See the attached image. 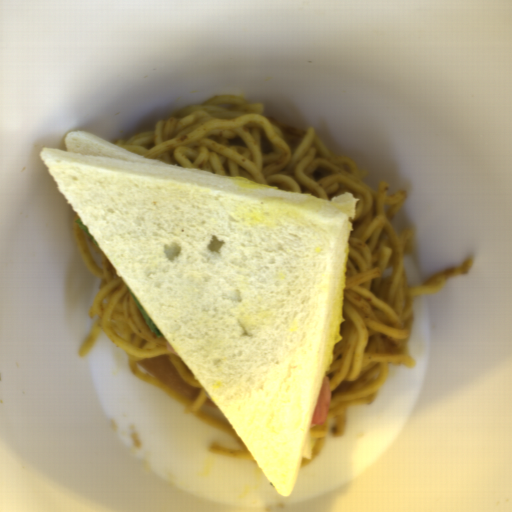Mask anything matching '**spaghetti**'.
<instances>
[{"label":"spaghetti","instance_id":"1","mask_svg":"<svg viewBox=\"0 0 512 512\" xmlns=\"http://www.w3.org/2000/svg\"><path fill=\"white\" fill-rule=\"evenodd\" d=\"M265 109L237 95L220 94L159 119L154 131L113 144L177 167L247 178L331 201L355 195L341 339L325 375L331 404L323 425L311 423L312 459H301L300 468L315 461L328 438L344 436L348 408L375 401L389 366L415 368L416 361L408 355L415 296L440 291L448 279L468 273L473 260L443 270L424 285L408 286L405 258L414 249V231L398 233L394 222L407 191L391 196L384 180L370 188L365 183L367 171L331 153L313 126L292 148Z\"/></svg>","mask_w":512,"mask_h":512},{"label":"spaghetti","instance_id":"2","mask_svg":"<svg viewBox=\"0 0 512 512\" xmlns=\"http://www.w3.org/2000/svg\"><path fill=\"white\" fill-rule=\"evenodd\" d=\"M78 213L73 217V237L88 272L100 279V287L91 300L89 317L97 316L83 341L79 356L82 358L105 335L119 350L127 354L128 369L133 377L162 391L204 424L231 437L240 449L231 450L210 446V453L255 461L234 429L226 420L208 392L184 362L180 355L166 351L167 338L152 334L146 320L137 308L129 287L121 278L104 251L99 249L89 235L77 223ZM169 357L180 377L194 387H201L196 402H188L157 381L149 372L137 364L158 356ZM256 462V461H255Z\"/></svg>","mask_w":512,"mask_h":512}]
</instances>
